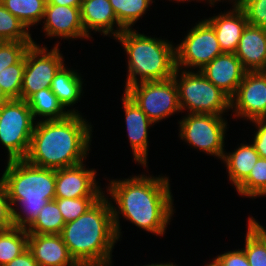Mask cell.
Segmentation results:
<instances>
[{"mask_svg": "<svg viewBox=\"0 0 266 266\" xmlns=\"http://www.w3.org/2000/svg\"><path fill=\"white\" fill-rule=\"evenodd\" d=\"M168 1H172V2H174V3L176 2V3H178V5H179V2H181V3H183V4L186 2V3L189 4V3L192 2V1H196L197 3H199V0H168Z\"/></svg>", "mask_w": 266, "mask_h": 266, "instance_id": "obj_44", "label": "cell"}, {"mask_svg": "<svg viewBox=\"0 0 266 266\" xmlns=\"http://www.w3.org/2000/svg\"><path fill=\"white\" fill-rule=\"evenodd\" d=\"M33 42L1 41L0 42V72L17 63Z\"/></svg>", "mask_w": 266, "mask_h": 266, "instance_id": "obj_33", "label": "cell"}, {"mask_svg": "<svg viewBox=\"0 0 266 266\" xmlns=\"http://www.w3.org/2000/svg\"><path fill=\"white\" fill-rule=\"evenodd\" d=\"M68 67L65 63L58 70L51 82L50 89L69 113L83 114L74 106L80 102L83 94H85L83 86L86 85L84 84L86 79L82 78L83 76L79 69H74L72 66Z\"/></svg>", "mask_w": 266, "mask_h": 266, "instance_id": "obj_21", "label": "cell"}, {"mask_svg": "<svg viewBox=\"0 0 266 266\" xmlns=\"http://www.w3.org/2000/svg\"><path fill=\"white\" fill-rule=\"evenodd\" d=\"M0 2L29 31L41 24L47 4V0H0Z\"/></svg>", "mask_w": 266, "mask_h": 266, "instance_id": "obj_24", "label": "cell"}, {"mask_svg": "<svg viewBox=\"0 0 266 266\" xmlns=\"http://www.w3.org/2000/svg\"><path fill=\"white\" fill-rule=\"evenodd\" d=\"M35 123L27 101L10 99L0 104V145L7 150L6 161L26 158Z\"/></svg>", "mask_w": 266, "mask_h": 266, "instance_id": "obj_8", "label": "cell"}, {"mask_svg": "<svg viewBox=\"0 0 266 266\" xmlns=\"http://www.w3.org/2000/svg\"><path fill=\"white\" fill-rule=\"evenodd\" d=\"M245 143H244V142ZM232 151L224 152L221 163L226 167L227 178L236 189L250 174L251 169L260 158L252 143L243 140Z\"/></svg>", "mask_w": 266, "mask_h": 266, "instance_id": "obj_22", "label": "cell"}, {"mask_svg": "<svg viewBox=\"0 0 266 266\" xmlns=\"http://www.w3.org/2000/svg\"><path fill=\"white\" fill-rule=\"evenodd\" d=\"M10 99L4 94L0 86V104L9 101Z\"/></svg>", "mask_w": 266, "mask_h": 266, "instance_id": "obj_43", "label": "cell"}, {"mask_svg": "<svg viewBox=\"0 0 266 266\" xmlns=\"http://www.w3.org/2000/svg\"><path fill=\"white\" fill-rule=\"evenodd\" d=\"M41 23L40 25L43 26L40 31L44 33L42 36L44 35L46 39L55 38L57 40L54 46H60L59 39L92 41L82 26L80 8L78 7L46 4Z\"/></svg>", "mask_w": 266, "mask_h": 266, "instance_id": "obj_14", "label": "cell"}, {"mask_svg": "<svg viewBox=\"0 0 266 266\" xmlns=\"http://www.w3.org/2000/svg\"><path fill=\"white\" fill-rule=\"evenodd\" d=\"M240 197L252 200L266 197V159L259 158L249 176L234 189Z\"/></svg>", "mask_w": 266, "mask_h": 266, "instance_id": "obj_28", "label": "cell"}, {"mask_svg": "<svg viewBox=\"0 0 266 266\" xmlns=\"http://www.w3.org/2000/svg\"><path fill=\"white\" fill-rule=\"evenodd\" d=\"M119 24L134 29L136 23L150 11L155 0H109Z\"/></svg>", "mask_w": 266, "mask_h": 266, "instance_id": "obj_25", "label": "cell"}, {"mask_svg": "<svg viewBox=\"0 0 266 266\" xmlns=\"http://www.w3.org/2000/svg\"><path fill=\"white\" fill-rule=\"evenodd\" d=\"M122 95L121 103L125 115L124 122L126 125L128 142L132 149V161L143 169L146 168V172L148 173V169H150L148 168L149 129L155 124L124 91Z\"/></svg>", "mask_w": 266, "mask_h": 266, "instance_id": "obj_15", "label": "cell"}, {"mask_svg": "<svg viewBox=\"0 0 266 266\" xmlns=\"http://www.w3.org/2000/svg\"><path fill=\"white\" fill-rule=\"evenodd\" d=\"M214 16L203 17L214 29L223 53H235L239 40L248 21L239 6L221 11Z\"/></svg>", "mask_w": 266, "mask_h": 266, "instance_id": "obj_18", "label": "cell"}, {"mask_svg": "<svg viewBox=\"0 0 266 266\" xmlns=\"http://www.w3.org/2000/svg\"><path fill=\"white\" fill-rule=\"evenodd\" d=\"M230 116L248 122L266 119V71H247L230 98Z\"/></svg>", "mask_w": 266, "mask_h": 266, "instance_id": "obj_12", "label": "cell"}, {"mask_svg": "<svg viewBox=\"0 0 266 266\" xmlns=\"http://www.w3.org/2000/svg\"><path fill=\"white\" fill-rule=\"evenodd\" d=\"M135 266H137V265H135ZM140 266H180V265L179 264L177 265L175 262H171V261L169 262L168 261V262L165 263V261H164L162 263L161 262H158V263L154 262V263H151V264L148 262V264H145V265L141 264Z\"/></svg>", "mask_w": 266, "mask_h": 266, "instance_id": "obj_42", "label": "cell"}, {"mask_svg": "<svg viewBox=\"0 0 266 266\" xmlns=\"http://www.w3.org/2000/svg\"><path fill=\"white\" fill-rule=\"evenodd\" d=\"M203 266V265H202ZM204 266H219L216 261L212 258L209 263L204 264Z\"/></svg>", "mask_w": 266, "mask_h": 266, "instance_id": "obj_46", "label": "cell"}, {"mask_svg": "<svg viewBox=\"0 0 266 266\" xmlns=\"http://www.w3.org/2000/svg\"><path fill=\"white\" fill-rule=\"evenodd\" d=\"M80 13L82 26L91 39L93 33L97 32L104 37L115 39L124 30L109 0H83Z\"/></svg>", "mask_w": 266, "mask_h": 266, "instance_id": "obj_16", "label": "cell"}, {"mask_svg": "<svg viewBox=\"0 0 266 266\" xmlns=\"http://www.w3.org/2000/svg\"><path fill=\"white\" fill-rule=\"evenodd\" d=\"M60 235L74 261L113 266L112 253L119 241L105 195L77 219L65 223Z\"/></svg>", "mask_w": 266, "mask_h": 266, "instance_id": "obj_3", "label": "cell"}, {"mask_svg": "<svg viewBox=\"0 0 266 266\" xmlns=\"http://www.w3.org/2000/svg\"><path fill=\"white\" fill-rule=\"evenodd\" d=\"M173 78L178 88L182 113L230 115V97L200 71L176 68Z\"/></svg>", "mask_w": 266, "mask_h": 266, "instance_id": "obj_6", "label": "cell"}, {"mask_svg": "<svg viewBox=\"0 0 266 266\" xmlns=\"http://www.w3.org/2000/svg\"><path fill=\"white\" fill-rule=\"evenodd\" d=\"M101 197L55 198L65 223L74 221L91 208Z\"/></svg>", "mask_w": 266, "mask_h": 266, "instance_id": "obj_32", "label": "cell"}, {"mask_svg": "<svg viewBox=\"0 0 266 266\" xmlns=\"http://www.w3.org/2000/svg\"><path fill=\"white\" fill-rule=\"evenodd\" d=\"M26 26L14 15H12L0 2V42L19 41L33 42L31 34Z\"/></svg>", "mask_w": 266, "mask_h": 266, "instance_id": "obj_29", "label": "cell"}, {"mask_svg": "<svg viewBox=\"0 0 266 266\" xmlns=\"http://www.w3.org/2000/svg\"><path fill=\"white\" fill-rule=\"evenodd\" d=\"M14 227L13 208L8 199L5 182L0 178V230H7Z\"/></svg>", "mask_w": 266, "mask_h": 266, "instance_id": "obj_35", "label": "cell"}, {"mask_svg": "<svg viewBox=\"0 0 266 266\" xmlns=\"http://www.w3.org/2000/svg\"><path fill=\"white\" fill-rule=\"evenodd\" d=\"M114 40L123 46V52L127 55L124 91L139 82L173 78L176 70L173 40L147 36L136 28L124 29Z\"/></svg>", "mask_w": 266, "mask_h": 266, "instance_id": "obj_5", "label": "cell"}, {"mask_svg": "<svg viewBox=\"0 0 266 266\" xmlns=\"http://www.w3.org/2000/svg\"><path fill=\"white\" fill-rule=\"evenodd\" d=\"M247 222L266 241V227H265V224H264V226H263L262 222L260 224V222L258 221V219L256 220V218L253 217L252 215H250L249 217H247Z\"/></svg>", "mask_w": 266, "mask_h": 266, "instance_id": "obj_39", "label": "cell"}, {"mask_svg": "<svg viewBox=\"0 0 266 266\" xmlns=\"http://www.w3.org/2000/svg\"><path fill=\"white\" fill-rule=\"evenodd\" d=\"M176 68L200 71L215 57L223 54L213 27L205 20H198L180 43L175 45Z\"/></svg>", "mask_w": 266, "mask_h": 266, "instance_id": "obj_10", "label": "cell"}, {"mask_svg": "<svg viewBox=\"0 0 266 266\" xmlns=\"http://www.w3.org/2000/svg\"><path fill=\"white\" fill-rule=\"evenodd\" d=\"M65 225L64 218L55 200L42 207L37 219L26 229L28 234H60Z\"/></svg>", "mask_w": 266, "mask_h": 266, "instance_id": "obj_27", "label": "cell"}, {"mask_svg": "<svg viewBox=\"0 0 266 266\" xmlns=\"http://www.w3.org/2000/svg\"><path fill=\"white\" fill-rule=\"evenodd\" d=\"M83 0H47V4H54V5H63V6H70V7H78L81 8V3Z\"/></svg>", "mask_w": 266, "mask_h": 266, "instance_id": "obj_40", "label": "cell"}, {"mask_svg": "<svg viewBox=\"0 0 266 266\" xmlns=\"http://www.w3.org/2000/svg\"><path fill=\"white\" fill-rule=\"evenodd\" d=\"M224 252V253H223ZM213 257L219 266H250L247 256L242 248L223 251Z\"/></svg>", "mask_w": 266, "mask_h": 266, "instance_id": "obj_37", "label": "cell"}, {"mask_svg": "<svg viewBox=\"0 0 266 266\" xmlns=\"http://www.w3.org/2000/svg\"><path fill=\"white\" fill-rule=\"evenodd\" d=\"M2 178L13 208L14 227L27 229L48 201L55 199L56 170L25 159L6 161Z\"/></svg>", "mask_w": 266, "mask_h": 266, "instance_id": "obj_4", "label": "cell"}, {"mask_svg": "<svg viewBox=\"0 0 266 266\" xmlns=\"http://www.w3.org/2000/svg\"><path fill=\"white\" fill-rule=\"evenodd\" d=\"M254 126V132L252 139L249 141L254 146L260 158L266 159V119L252 120L250 123Z\"/></svg>", "mask_w": 266, "mask_h": 266, "instance_id": "obj_36", "label": "cell"}, {"mask_svg": "<svg viewBox=\"0 0 266 266\" xmlns=\"http://www.w3.org/2000/svg\"><path fill=\"white\" fill-rule=\"evenodd\" d=\"M104 179L108 180L104 195L111 205L118 241L123 236L121 218L147 234L157 237L165 235L176 213L169 176L142 172L123 179Z\"/></svg>", "mask_w": 266, "mask_h": 266, "instance_id": "obj_1", "label": "cell"}, {"mask_svg": "<svg viewBox=\"0 0 266 266\" xmlns=\"http://www.w3.org/2000/svg\"><path fill=\"white\" fill-rule=\"evenodd\" d=\"M243 250L250 266H266V241L247 222Z\"/></svg>", "mask_w": 266, "mask_h": 266, "instance_id": "obj_31", "label": "cell"}, {"mask_svg": "<svg viewBox=\"0 0 266 266\" xmlns=\"http://www.w3.org/2000/svg\"><path fill=\"white\" fill-rule=\"evenodd\" d=\"M42 44L33 41L25 53L21 100L26 101L32 94L50 88L55 74L66 63L60 46L49 49Z\"/></svg>", "mask_w": 266, "mask_h": 266, "instance_id": "obj_11", "label": "cell"}, {"mask_svg": "<svg viewBox=\"0 0 266 266\" xmlns=\"http://www.w3.org/2000/svg\"><path fill=\"white\" fill-rule=\"evenodd\" d=\"M154 123L182 111L178 88L174 78L163 81H144L129 86L124 91Z\"/></svg>", "mask_w": 266, "mask_h": 266, "instance_id": "obj_9", "label": "cell"}, {"mask_svg": "<svg viewBox=\"0 0 266 266\" xmlns=\"http://www.w3.org/2000/svg\"><path fill=\"white\" fill-rule=\"evenodd\" d=\"M235 55L247 71H266V28L247 24Z\"/></svg>", "mask_w": 266, "mask_h": 266, "instance_id": "obj_20", "label": "cell"}, {"mask_svg": "<svg viewBox=\"0 0 266 266\" xmlns=\"http://www.w3.org/2000/svg\"><path fill=\"white\" fill-rule=\"evenodd\" d=\"M225 115L187 114L178 120V137L190 148H193L222 160L225 150V140L229 124Z\"/></svg>", "mask_w": 266, "mask_h": 266, "instance_id": "obj_7", "label": "cell"}, {"mask_svg": "<svg viewBox=\"0 0 266 266\" xmlns=\"http://www.w3.org/2000/svg\"><path fill=\"white\" fill-rule=\"evenodd\" d=\"M199 2L200 3L204 2V3L208 4L209 7L214 8V6H217L215 4H217V3L219 4V2H222V4H223V2H225V3L227 2V4H231L232 6H239L241 0H199Z\"/></svg>", "mask_w": 266, "mask_h": 266, "instance_id": "obj_41", "label": "cell"}, {"mask_svg": "<svg viewBox=\"0 0 266 266\" xmlns=\"http://www.w3.org/2000/svg\"><path fill=\"white\" fill-rule=\"evenodd\" d=\"M24 68L25 55L17 63L0 72V86L9 99H21Z\"/></svg>", "mask_w": 266, "mask_h": 266, "instance_id": "obj_30", "label": "cell"}, {"mask_svg": "<svg viewBox=\"0 0 266 266\" xmlns=\"http://www.w3.org/2000/svg\"><path fill=\"white\" fill-rule=\"evenodd\" d=\"M26 101L36 122L62 120L71 114L63 107L50 88L32 94Z\"/></svg>", "mask_w": 266, "mask_h": 266, "instance_id": "obj_23", "label": "cell"}, {"mask_svg": "<svg viewBox=\"0 0 266 266\" xmlns=\"http://www.w3.org/2000/svg\"><path fill=\"white\" fill-rule=\"evenodd\" d=\"M28 248L26 229L13 227L0 230V266H5Z\"/></svg>", "mask_w": 266, "mask_h": 266, "instance_id": "obj_26", "label": "cell"}, {"mask_svg": "<svg viewBox=\"0 0 266 266\" xmlns=\"http://www.w3.org/2000/svg\"><path fill=\"white\" fill-rule=\"evenodd\" d=\"M239 7L249 25L266 28V0H241Z\"/></svg>", "mask_w": 266, "mask_h": 266, "instance_id": "obj_34", "label": "cell"}, {"mask_svg": "<svg viewBox=\"0 0 266 266\" xmlns=\"http://www.w3.org/2000/svg\"><path fill=\"white\" fill-rule=\"evenodd\" d=\"M97 175V170L89 168L86 161L56 169L55 198L102 197L104 188Z\"/></svg>", "mask_w": 266, "mask_h": 266, "instance_id": "obj_13", "label": "cell"}, {"mask_svg": "<svg viewBox=\"0 0 266 266\" xmlns=\"http://www.w3.org/2000/svg\"><path fill=\"white\" fill-rule=\"evenodd\" d=\"M5 266H39L38 262L34 259L31 251L27 248L19 256L15 257L11 262Z\"/></svg>", "mask_w": 266, "mask_h": 266, "instance_id": "obj_38", "label": "cell"}, {"mask_svg": "<svg viewBox=\"0 0 266 266\" xmlns=\"http://www.w3.org/2000/svg\"><path fill=\"white\" fill-rule=\"evenodd\" d=\"M83 115L70 114L62 120L37 121L25 160L34 166L55 170L88 160L94 129Z\"/></svg>", "mask_w": 266, "mask_h": 266, "instance_id": "obj_2", "label": "cell"}, {"mask_svg": "<svg viewBox=\"0 0 266 266\" xmlns=\"http://www.w3.org/2000/svg\"><path fill=\"white\" fill-rule=\"evenodd\" d=\"M28 249L39 266H69L75 262L60 234H28Z\"/></svg>", "mask_w": 266, "mask_h": 266, "instance_id": "obj_19", "label": "cell"}, {"mask_svg": "<svg viewBox=\"0 0 266 266\" xmlns=\"http://www.w3.org/2000/svg\"><path fill=\"white\" fill-rule=\"evenodd\" d=\"M200 72L231 98L247 70L235 53H223L215 57Z\"/></svg>", "mask_w": 266, "mask_h": 266, "instance_id": "obj_17", "label": "cell"}, {"mask_svg": "<svg viewBox=\"0 0 266 266\" xmlns=\"http://www.w3.org/2000/svg\"><path fill=\"white\" fill-rule=\"evenodd\" d=\"M69 266H92V265L87 264V263H83V262H77V261H75L73 264H71Z\"/></svg>", "mask_w": 266, "mask_h": 266, "instance_id": "obj_45", "label": "cell"}]
</instances>
